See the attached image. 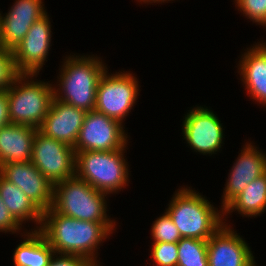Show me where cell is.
Wrapping results in <instances>:
<instances>
[{
    "instance_id": "11",
    "label": "cell",
    "mask_w": 266,
    "mask_h": 266,
    "mask_svg": "<svg viewBox=\"0 0 266 266\" xmlns=\"http://www.w3.org/2000/svg\"><path fill=\"white\" fill-rule=\"evenodd\" d=\"M47 13L36 20L23 40L12 50L20 74H36L42 69L51 44V25Z\"/></svg>"
},
{
    "instance_id": "13",
    "label": "cell",
    "mask_w": 266,
    "mask_h": 266,
    "mask_svg": "<svg viewBox=\"0 0 266 266\" xmlns=\"http://www.w3.org/2000/svg\"><path fill=\"white\" fill-rule=\"evenodd\" d=\"M225 223L207 240L208 266H253L248 244Z\"/></svg>"
},
{
    "instance_id": "29",
    "label": "cell",
    "mask_w": 266,
    "mask_h": 266,
    "mask_svg": "<svg viewBox=\"0 0 266 266\" xmlns=\"http://www.w3.org/2000/svg\"><path fill=\"white\" fill-rule=\"evenodd\" d=\"M10 123L7 90H0V128Z\"/></svg>"
},
{
    "instance_id": "19",
    "label": "cell",
    "mask_w": 266,
    "mask_h": 266,
    "mask_svg": "<svg viewBox=\"0 0 266 266\" xmlns=\"http://www.w3.org/2000/svg\"><path fill=\"white\" fill-rule=\"evenodd\" d=\"M0 197L12 217L22 226L23 221L35 220L42 223L43 212L26 196L15 184L7 181L0 175Z\"/></svg>"
},
{
    "instance_id": "9",
    "label": "cell",
    "mask_w": 266,
    "mask_h": 266,
    "mask_svg": "<svg viewBox=\"0 0 266 266\" xmlns=\"http://www.w3.org/2000/svg\"><path fill=\"white\" fill-rule=\"evenodd\" d=\"M124 132L120 121L91 110L85 115L74 150L75 152L119 150L127 146L128 137Z\"/></svg>"
},
{
    "instance_id": "16",
    "label": "cell",
    "mask_w": 266,
    "mask_h": 266,
    "mask_svg": "<svg viewBox=\"0 0 266 266\" xmlns=\"http://www.w3.org/2000/svg\"><path fill=\"white\" fill-rule=\"evenodd\" d=\"M251 144L247 143L244 146L232 166L222 196L221 212L249 183L266 173V154H262L257 147Z\"/></svg>"
},
{
    "instance_id": "25",
    "label": "cell",
    "mask_w": 266,
    "mask_h": 266,
    "mask_svg": "<svg viewBox=\"0 0 266 266\" xmlns=\"http://www.w3.org/2000/svg\"><path fill=\"white\" fill-rule=\"evenodd\" d=\"M151 257L156 266H177V243H152Z\"/></svg>"
},
{
    "instance_id": "22",
    "label": "cell",
    "mask_w": 266,
    "mask_h": 266,
    "mask_svg": "<svg viewBox=\"0 0 266 266\" xmlns=\"http://www.w3.org/2000/svg\"><path fill=\"white\" fill-rule=\"evenodd\" d=\"M177 245V266H208L207 240L182 238Z\"/></svg>"
},
{
    "instance_id": "1",
    "label": "cell",
    "mask_w": 266,
    "mask_h": 266,
    "mask_svg": "<svg viewBox=\"0 0 266 266\" xmlns=\"http://www.w3.org/2000/svg\"><path fill=\"white\" fill-rule=\"evenodd\" d=\"M115 223L79 220L57 213L52 207L43 211L39 230L57 254L77 255L99 266L95 251L114 231ZM95 257V258H94Z\"/></svg>"
},
{
    "instance_id": "5",
    "label": "cell",
    "mask_w": 266,
    "mask_h": 266,
    "mask_svg": "<svg viewBox=\"0 0 266 266\" xmlns=\"http://www.w3.org/2000/svg\"><path fill=\"white\" fill-rule=\"evenodd\" d=\"M34 76L36 74H20L7 89V96L11 123L38 129L51 107L54 87L48 82H34ZM29 78L31 80H27Z\"/></svg>"
},
{
    "instance_id": "10",
    "label": "cell",
    "mask_w": 266,
    "mask_h": 266,
    "mask_svg": "<svg viewBox=\"0 0 266 266\" xmlns=\"http://www.w3.org/2000/svg\"><path fill=\"white\" fill-rule=\"evenodd\" d=\"M218 117L207 107L193 108L183 121V137L196 152L215 154L223 143V127Z\"/></svg>"
},
{
    "instance_id": "28",
    "label": "cell",
    "mask_w": 266,
    "mask_h": 266,
    "mask_svg": "<svg viewBox=\"0 0 266 266\" xmlns=\"http://www.w3.org/2000/svg\"><path fill=\"white\" fill-rule=\"evenodd\" d=\"M21 229L20 224L12 217L7 209L6 205L3 203L0 197V232H18ZM18 230V231H17Z\"/></svg>"
},
{
    "instance_id": "24",
    "label": "cell",
    "mask_w": 266,
    "mask_h": 266,
    "mask_svg": "<svg viewBox=\"0 0 266 266\" xmlns=\"http://www.w3.org/2000/svg\"><path fill=\"white\" fill-rule=\"evenodd\" d=\"M19 75L12 50L0 46V90L10 88Z\"/></svg>"
},
{
    "instance_id": "21",
    "label": "cell",
    "mask_w": 266,
    "mask_h": 266,
    "mask_svg": "<svg viewBox=\"0 0 266 266\" xmlns=\"http://www.w3.org/2000/svg\"><path fill=\"white\" fill-rule=\"evenodd\" d=\"M237 210L243 217L258 216L266 210V173L249 183L224 209L223 213Z\"/></svg>"
},
{
    "instance_id": "18",
    "label": "cell",
    "mask_w": 266,
    "mask_h": 266,
    "mask_svg": "<svg viewBox=\"0 0 266 266\" xmlns=\"http://www.w3.org/2000/svg\"><path fill=\"white\" fill-rule=\"evenodd\" d=\"M241 58L238 73L248 94L255 101L266 105V44L262 42L254 45Z\"/></svg>"
},
{
    "instance_id": "17",
    "label": "cell",
    "mask_w": 266,
    "mask_h": 266,
    "mask_svg": "<svg viewBox=\"0 0 266 266\" xmlns=\"http://www.w3.org/2000/svg\"><path fill=\"white\" fill-rule=\"evenodd\" d=\"M37 128L8 124L0 128V165L29 162Z\"/></svg>"
},
{
    "instance_id": "15",
    "label": "cell",
    "mask_w": 266,
    "mask_h": 266,
    "mask_svg": "<svg viewBox=\"0 0 266 266\" xmlns=\"http://www.w3.org/2000/svg\"><path fill=\"white\" fill-rule=\"evenodd\" d=\"M86 111L53 99L38 130L55 140L75 146Z\"/></svg>"
},
{
    "instance_id": "14",
    "label": "cell",
    "mask_w": 266,
    "mask_h": 266,
    "mask_svg": "<svg viewBox=\"0 0 266 266\" xmlns=\"http://www.w3.org/2000/svg\"><path fill=\"white\" fill-rule=\"evenodd\" d=\"M43 5L42 0H16L5 17L0 13V46L13 50L32 24L47 13Z\"/></svg>"
},
{
    "instance_id": "27",
    "label": "cell",
    "mask_w": 266,
    "mask_h": 266,
    "mask_svg": "<svg viewBox=\"0 0 266 266\" xmlns=\"http://www.w3.org/2000/svg\"><path fill=\"white\" fill-rule=\"evenodd\" d=\"M55 255L56 253L52 256L48 266H94L82 256L59 254L57 257Z\"/></svg>"
},
{
    "instance_id": "30",
    "label": "cell",
    "mask_w": 266,
    "mask_h": 266,
    "mask_svg": "<svg viewBox=\"0 0 266 266\" xmlns=\"http://www.w3.org/2000/svg\"><path fill=\"white\" fill-rule=\"evenodd\" d=\"M138 1V0H137ZM143 1L144 3H162V2H166V1H170V0H140V2ZM152 1V2H151Z\"/></svg>"
},
{
    "instance_id": "23",
    "label": "cell",
    "mask_w": 266,
    "mask_h": 266,
    "mask_svg": "<svg viewBox=\"0 0 266 266\" xmlns=\"http://www.w3.org/2000/svg\"><path fill=\"white\" fill-rule=\"evenodd\" d=\"M151 235L153 243H178L182 237L167 212L153 222Z\"/></svg>"
},
{
    "instance_id": "12",
    "label": "cell",
    "mask_w": 266,
    "mask_h": 266,
    "mask_svg": "<svg viewBox=\"0 0 266 266\" xmlns=\"http://www.w3.org/2000/svg\"><path fill=\"white\" fill-rule=\"evenodd\" d=\"M0 175L19 187L42 212L52 207L54 185L31 161L2 164Z\"/></svg>"
},
{
    "instance_id": "20",
    "label": "cell",
    "mask_w": 266,
    "mask_h": 266,
    "mask_svg": "<svg viewBox=\"0 0 266 266\" xmlns=\"http://www.w3.org/2000/svg\"><path fill=\"white\" fill-rule=\"evenodd\" d=\"M24 237L23 242L17 245L14 251V265L48 266L55 251L49 245L44 235L39 230H34L26 232Z\"/></svg>"
},
{
    "instance_id": "26",
    "label": "cell",
    "mask_w": 266,
    "mask_h": 266,
    "mask_svg": "<svg viewBox=\"0 0 266 266\" xmlns=\"http://www.w3.org/2000/svg\"><path fill=\"white\" fill-rule=\"evenodd\" d=\"M236 7H239L247 19L266 27V0H235Z\"/></svg>"
},
{
    "instance_id": "6",
    "label": "cell",
    "mask_w": 266,
    "mask_h": 266,
    "mask_svg": "<svg viewBox=\"0 0 266 266\" xmlns=\"http://www.w3.org/2000/svg\"><path fill=\"white\" fill-rule=\"evenodd\" d=\"M124 148L112 151H83L76 153L75 175L106 194L126 186L128 167Z\"/></svg>"
},
{
    "instance_id": "2",
    "label": "cell",
    "mask_w": 266,
    "mask_h": 266,
    "mask_svg": "<svg viewBox=\"0 0 266 266\" xmlns=\"http://www.w3.org/2000/svg\"><path fill=\"white\" fill-rule=\"evenodd\" d=\"M72 56L66 57L60 70L54 98L86 112L95 110L98 81L107 67L95 56Z\"/></svg>"
},
{
    "instance_id": "4",
    "label": "cell",
    "mask_w": 266,
    "mask_h": 266,
    "mask_svg": "<svg viewBox=\"0 0 266 266\" xmlns=\"http://www.w3.org/2000/svg\"><path fill=\"white\" fill-rule=\"evenodd\" d=\"M76 175L54 184L52 208L64 216L98 223H116L107 216L105 197Z\"/></svg>"
},
{
    "instance_id": "8",
    "label": "cell",
    "mask_w": 266,
    "mask_h": 266,
    "mask_svg": "<svg viewBox=\"0 0 266 266\" xmlns=\"http://www.w3.org/2000/svg\"><path fill=\"white\" fill-rule=\"evenodd\" d=\"M30 161L53 185L75 176L74 147L48 137L38 129L33 140Z\"/></svg>"
},
{
    "instance_id": "7",
    "label": "cell",
    "mask_w": 266,
    "mask_h": 266,
    "mask_svg": "<svg viewBox=\"0 0 266 266\" xmlns=\"http://www.w3.org/2000/svg\"><path fill=\"white\" fill-rule=\"evenodd\" d=\"M107 72L98 81L95 110L122 123L139 96L138 81L130 72Z\"/></svg>"
},
{
    "instance_id": "3",
    "label": "cell",
    "mask_w": 266,
    "mask_h": 266,
    "mask_svg": "<svg viewBox=\"0 0 266 266\" xmlns=\"http://www.w3.org/2000/svg\"><path fill=\"white\" fill-rule=\"evenodd\" d=\"M174 195L166 212L182 238L208 240L224 224V213L190 187H182Z\"/></svg>"
}]
</instances>
